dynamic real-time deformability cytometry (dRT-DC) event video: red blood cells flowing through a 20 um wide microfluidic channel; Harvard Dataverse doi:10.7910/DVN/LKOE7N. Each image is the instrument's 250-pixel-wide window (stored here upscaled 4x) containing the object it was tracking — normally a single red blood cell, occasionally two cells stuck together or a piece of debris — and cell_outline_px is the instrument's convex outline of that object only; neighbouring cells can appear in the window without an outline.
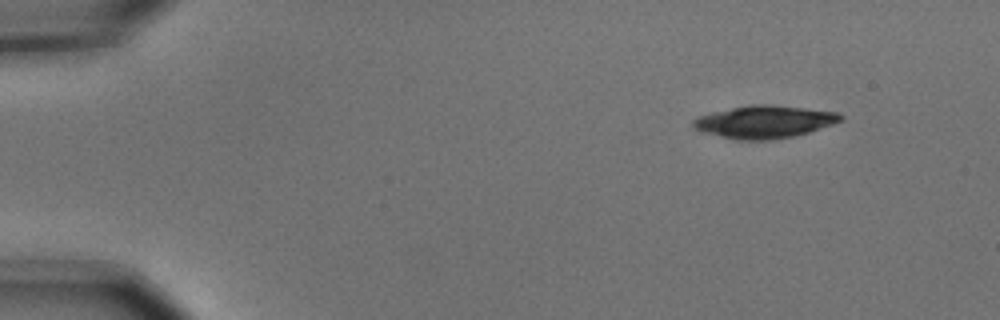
{"species": "common noctule bat (a hibernating species)", "species_latin": "Nyctalus noctula", "temperature_condition": "cold", "stored_images_in_passage": 4, "camera_frame_rate_fps": 3000, "um_per_image_px": 0.085, "animal": {"sex": "male", "body_mass_g": 15.6}, "frame": {"image": 1, "passage_image": 1, "time_ms": 0.0, "image_size_px": [1000, 320], "cell_outline_px": [[844, 120], [796, 136], [772, 140], [732, 140], [700, 132], [692, 128], [692, 120], [696, 116], [712, 112], [752, 104], [768, 104], [840, 112], [844, 116]], "centroid_in_image_um": [64.93, 10.37], "position_along_channel_um": 20.1, "area_um2": 28.44}}
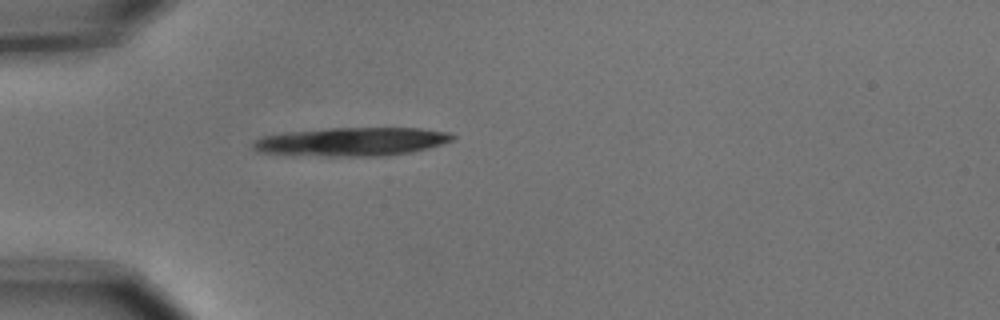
{"frame": {"image": 2, "passage_image": 4, "time_ms": 1.0, "image_size_px": [1000, 320], "cell_outline_px": [[456, 136], [452, 140], [428, 148], [412, 152], [384, 156], [324, 156], [256, 152], [252, 148], [252, 140], [264, 136], [284, 132], [328, 128], [420, 128], [448, 132]], "centroid_in_image_um": [29.87, 12.04], "position_along_channel_um": 55.1, "area_um2": 33.29}}